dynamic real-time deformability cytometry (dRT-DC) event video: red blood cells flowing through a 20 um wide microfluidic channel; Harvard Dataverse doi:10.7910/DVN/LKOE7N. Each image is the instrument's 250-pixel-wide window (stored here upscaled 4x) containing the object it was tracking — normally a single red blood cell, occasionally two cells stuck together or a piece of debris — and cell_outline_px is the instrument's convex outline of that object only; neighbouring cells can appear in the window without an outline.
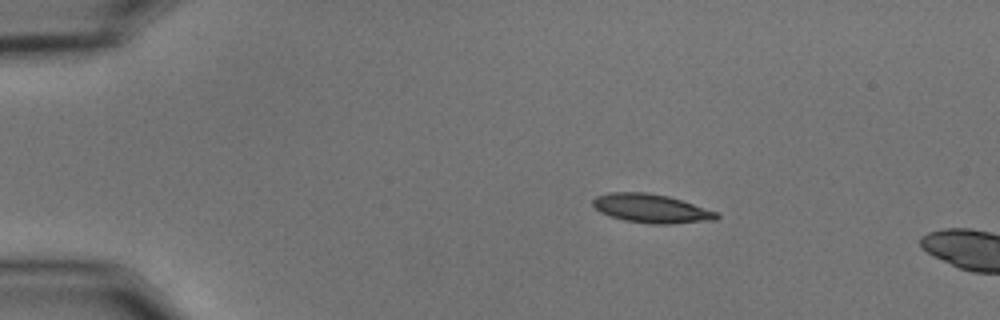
{"species": "common noctule bat (a hibernating species)", "species_latin": "Nyctalus noctula", "temperature_condition": "cold", "stored_images_in_passage": 18, "camera_frame_rate_fps": 3000, "um_per_image_px": 0.085, "animal": {"sex": "male", "body_mass_g": 15.6}, "frame": {"image": 1, "passage_image": 1, "time_ms": 0.0, "image_size_px": [1000, 320], "cell_outline_px": [[720, 216], [716, 220], [668, 224], [652, 224], [624, 220], [600, 212], [592, 204], [592, 200], [596, 196], [612, 192], [644, 192], [668, 196], [716, 212]], "centroid_in_image_um": [55.34, 17.72], "position_along_channel_um": 29.7, "area_um2": 20.46}}
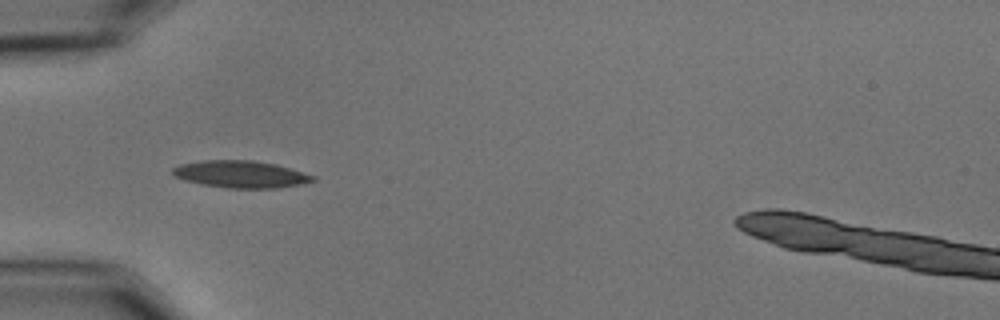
{"frame": {"image": 2, "passage_image": 9, "time_ms": 2.667, "image_size_px": [1000, 320], "cell_outline_px": [[316, 180], [300, 184], [280, 188], [228, 188], [200, 184], [184, 180], [176, 176], [172, 172], [172, 168], [180, 164], [200, 160], [252, 160], [276, 164], [316, 176]], "centroid_in_image_um": [20.46, 14.81], "position_along_channel_um": 64.5, "area_um2": 22.2}}